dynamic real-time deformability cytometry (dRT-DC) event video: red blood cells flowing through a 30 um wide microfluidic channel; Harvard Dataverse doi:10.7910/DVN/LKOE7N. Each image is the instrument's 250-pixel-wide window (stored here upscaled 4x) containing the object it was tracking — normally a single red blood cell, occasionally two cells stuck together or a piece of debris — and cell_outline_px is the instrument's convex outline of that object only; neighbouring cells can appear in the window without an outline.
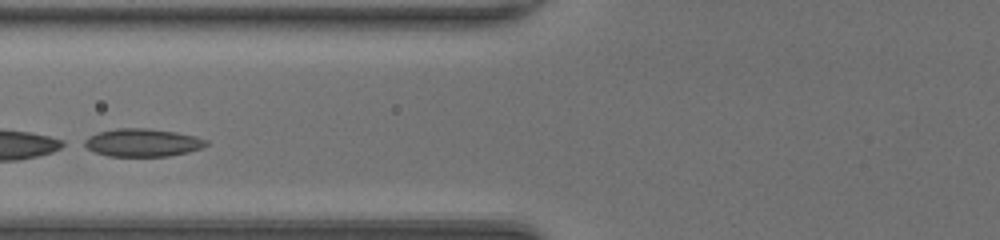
{"species": "common noctule bat (a hibernating species)", "species_latin": "Nyctalus noctula", "temperature_condition": "room temperature", "stored_images_in_passage": 31, "segment_of_instrument_passage": [2, 2], "camera_frame_rate_fps": 3000, "um_per_image_px": 0.085, "animal": {"sex": "female", "body_mass_g": 20.0, "forearm_length_mm": 54.0}, "frame": {"image": 1, "passage_image": 10, "time_ms": 3.0, "image_size_px": [1000, 240], "cell_outline_px": [[208, 144], [200, 148], [188, 152], [168, 156], [108, 156], [96, 152], [80, 144], [80, 140], [96, 132], [116, 128], [148, 128], [176, 132], [196, 136], [208, 140]], "centroid_in_image_um": [12.06, 12.11], "position_along_channel_um": 113.7, "area_um2": 20.06}}
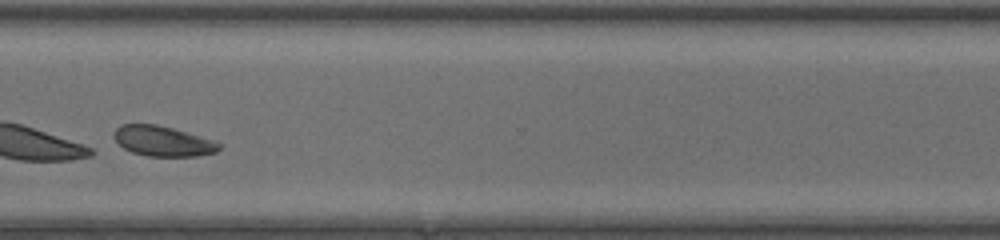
{"frame": {"image": 2, "passage_image": 27, "time_ms": 8.667, "image_size_px": [1000, 240], "cell_outline_px": [[220, 148], [216, 152], [200, 156], [148, 156], [132, 152], [124, 148], [112, 136], [116, 128], [120, 124], [156, 124], [172, 128], [216, 140], [220, 144]], "centroid_in_image_um": [13.86, 11.99], "position_along_channel_um": 356.7, "area_um2": 18.55}}